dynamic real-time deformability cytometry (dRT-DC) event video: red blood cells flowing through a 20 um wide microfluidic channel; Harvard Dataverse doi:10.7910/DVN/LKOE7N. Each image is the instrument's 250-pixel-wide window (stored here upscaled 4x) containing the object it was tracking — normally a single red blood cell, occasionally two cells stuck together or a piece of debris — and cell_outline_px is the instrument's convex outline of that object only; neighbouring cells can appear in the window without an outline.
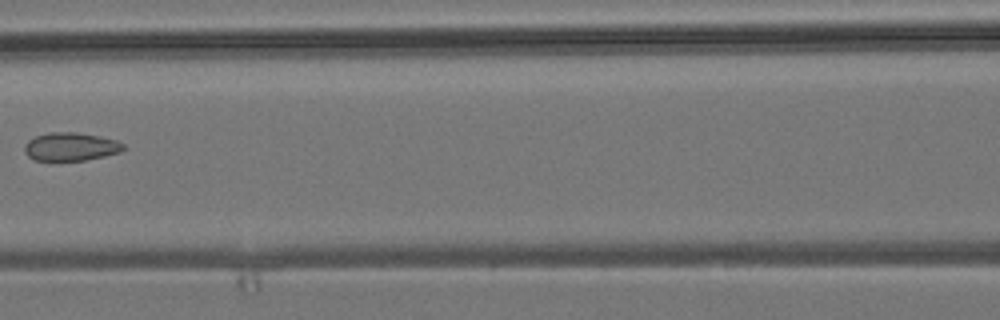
{"species": "common noctule bat (a hibernating species)", "species_latin": "Nyctalus noctula", "temperature_condition": "room temperature", "stored_images_in_passage": 5, "camera_frame_rate_fps": 3000, "um_per_image_px": 0.085, "animal": {"sex": "male", "body_mass_g": 19.2, "forearm_length_mm": 51.8}, "frame": {"image": 1, "passage_image": 5, "time_ms": 4.667, "image_size_px": [1000, 320], "cell_outline_px": [[124, 148], [120, 152], [104, 156], [84, 160], [36, 160], [28, 156], [24, 152], [24, 144], [28, 140], [36, 136], [48, 132], [76, 132], [100, 136], [116, 140], [124, 144]], "centroid_in_image_um": [5.99, 12.45], "position_along_channel_um": 160.6, "area_um2": 16.24}}